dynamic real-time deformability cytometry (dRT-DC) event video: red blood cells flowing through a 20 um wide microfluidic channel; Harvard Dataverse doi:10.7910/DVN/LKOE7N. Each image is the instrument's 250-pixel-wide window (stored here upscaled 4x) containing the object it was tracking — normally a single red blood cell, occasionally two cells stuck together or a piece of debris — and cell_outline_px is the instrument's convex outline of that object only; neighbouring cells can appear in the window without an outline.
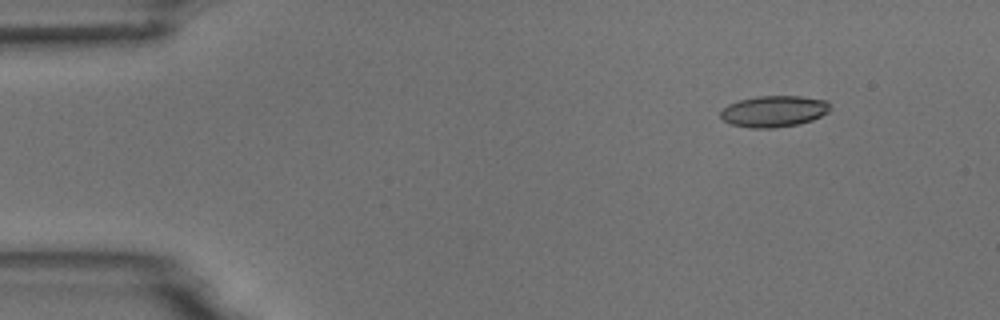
{"species": "common noctule bat (a hibernating species)", "species_latin": "Nyctalus noctula", "temperature_condition": "room temperature", "stored_images_in_passage": 11, "camera_frame_rate_fps": 3000, "um_per_image_px": 0.085, "animal": {"sex": "male", "body_mass_g": 18.8}, "frame": {"image": 1, "passage_image": 2, "time_ms": 2.0, "image_size_px": [1000, 320], "cell_outline_px": [[828, 112], [812, 120], [800, 124], [772, 128], [752, 128], [732, 124], [724, 120], [720, 116], [720, 112], [728, 104], [740, 100], [756, 96], [800, 96], [828, 100]], "centroid_in_image_um": [65.78, 9.45], "position_along_channel_um": 19.2, "area_um2": 19.88}}
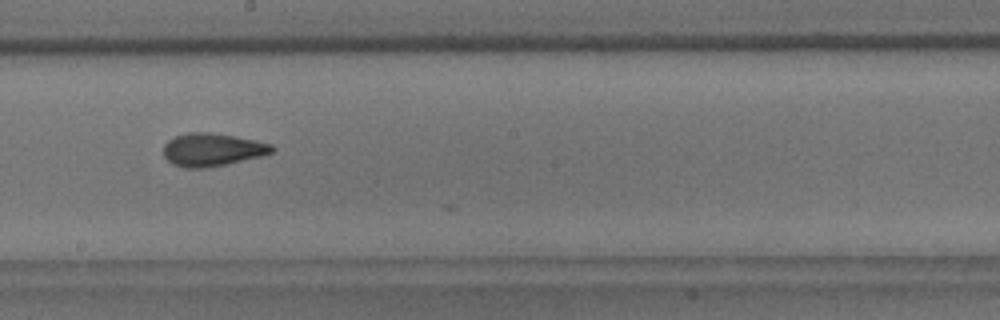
{"frame": {"image": 2, "passage_image": 9, "time_ms": 10.0, "image_size_px": [1000, 320], "cell_outline_px": [[276, 148], [272, 152], [260, 156], [224, 164], [204, 168], [184, 168], [172, 164], [164, 156], [164, 144], [168, 140], [176, 136], [188, 132], [208, 132], [236, 136], [256, 140], [272, 144]], "centroid_in_image_um": [18.03, 12.71], "position_along_channel_um": 230.2, "area_um2": 20.75}}